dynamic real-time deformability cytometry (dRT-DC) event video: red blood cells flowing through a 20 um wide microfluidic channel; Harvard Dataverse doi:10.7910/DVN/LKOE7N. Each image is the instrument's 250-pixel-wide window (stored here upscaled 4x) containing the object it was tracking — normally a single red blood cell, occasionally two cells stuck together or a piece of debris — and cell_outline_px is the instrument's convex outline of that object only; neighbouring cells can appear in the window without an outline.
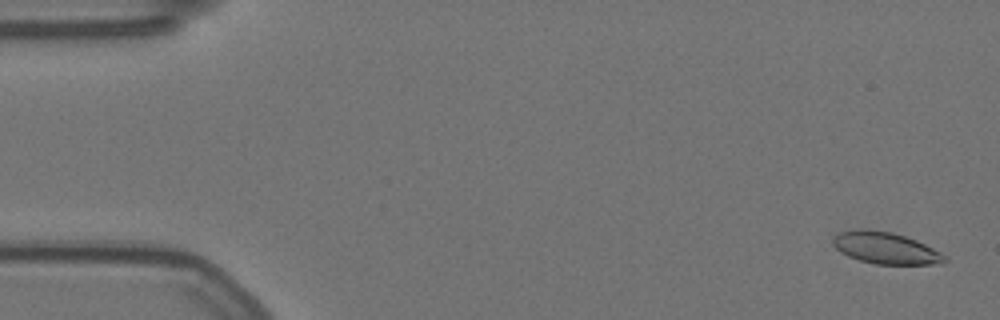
{"species": "Egyptian fruit bat (a non-hibernating species)", "species_latin": "Rousettus aegyptiacus", "temperature_condition": "warm", "stored_images_in_passage": 57, "camera_frame_rate_fps": 3000, "um_per_image_px": 0.085, "animal": {"sex": "female"}, "frame": {"image": 1, "passage_image": 2, "time_ms": 0.333, "image_size_px": [1000, 320], "cell_outline_px": [[948, 260], [940, 264], [876, 264], [860, 260], [848, 256], [840, 252], [832, 244], [832, 240], [840, 232], [860, 228], [892, 232], [916, 240], [948, 256]], "centroid_in_image_um": [75.28, 21.08], "position_along_channel_um": 9.7, "area_um2": 20.58}}
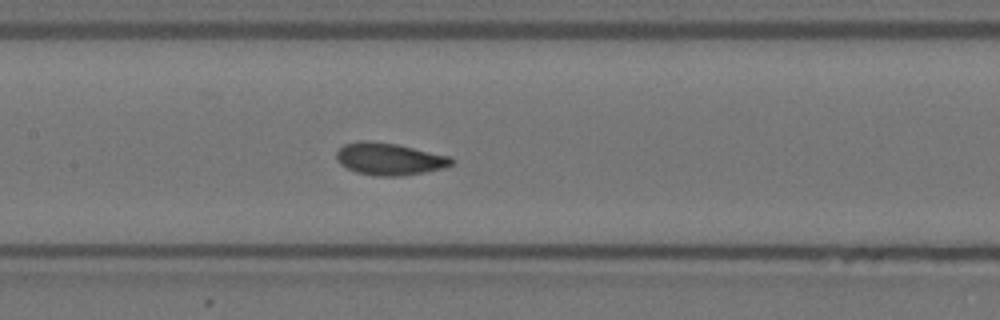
{"frame": {"image": 2, "passage_image": 27, "time_ms": 8.667, "image_size_px": [1000, 320], "cell_outline_px": [[452, 164], [444, 168], [424, 172], [400, 176], [376, 176], [356, 172], [340, 164], [336, 160], [336, 152], [344, 144], [360, 140], [368, 140], [396, 144], [448, 156], [452, 160]], "centroid_in_image_um": [33.04, 13.51], "position_along_channel_um": 174.4, "area_um2": 21.39}}
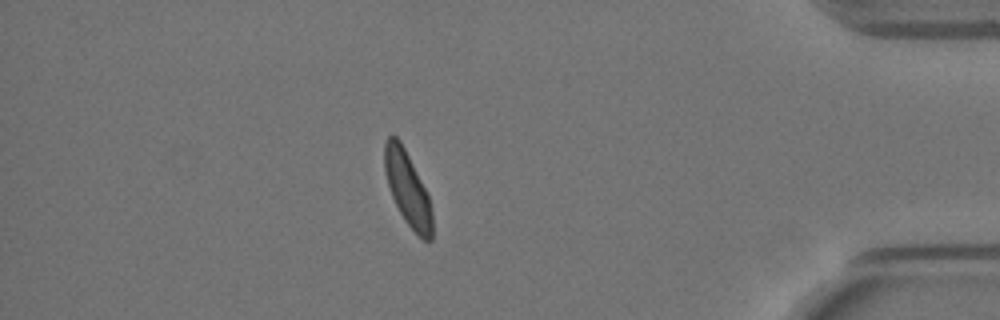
{"frame": {"image": 3, "passage_image": 50, "time_ms": 16.333, "image_size_px": [1000, 320], "cell_outline_px": [[432, 240], [424, 240], [404, 220], [392, 196], [384, 172], [384, 144], [388, 136], [396, 136], [400, 140], [428, 196], [432, 212]], "centroid_in_image_um": [34.62, 16.03], "position_along_channel_um": 400.6, "area_um2": 20.0}, "authors_computed_cell_mechanics": {"area_um2": 21.1548, "velocity_mm_per_s": 3.5076, "shape_relaxation_time_tau1_ms": 4.0512, "shape_relaxation_time_tau2_ms": 1.1095, "deformation_change_tau1": 0.1044, "deformation_change_tau2": 0.0578}}